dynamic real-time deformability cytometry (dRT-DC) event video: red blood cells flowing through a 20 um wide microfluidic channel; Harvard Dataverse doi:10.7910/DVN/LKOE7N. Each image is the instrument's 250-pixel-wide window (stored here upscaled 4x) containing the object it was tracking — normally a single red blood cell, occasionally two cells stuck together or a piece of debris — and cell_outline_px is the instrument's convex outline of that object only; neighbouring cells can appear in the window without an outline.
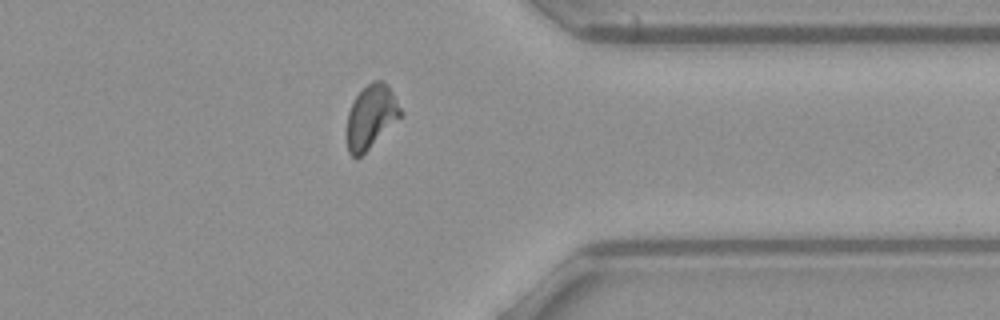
{"species": "common noctule bat (a hibernating species)", "species_latin": "Nyctalus noctula", "temperature_condition": "warm", "stored_images_in_passage": 35, "segment_of_instrument_passage": [2, 2], "camera_frame_rate_fps": 3000, "um_per_image_px": 0.085, "animal": {"sex": "female", "body_mass_g": 21.9}, "frame": {"image": 1, "passage_image": 35, "time_ms": 11.333, "image_size_px": [1000, 320], "cell_outline_px": [[740, 248], [720, 252], [596, 252], [592, 244], [728, 240], [740, 240]], "centroid_in_image_um": [56.98, 20.97], "position_along_channel_um": 354.4, "area_um2": 10.46}}